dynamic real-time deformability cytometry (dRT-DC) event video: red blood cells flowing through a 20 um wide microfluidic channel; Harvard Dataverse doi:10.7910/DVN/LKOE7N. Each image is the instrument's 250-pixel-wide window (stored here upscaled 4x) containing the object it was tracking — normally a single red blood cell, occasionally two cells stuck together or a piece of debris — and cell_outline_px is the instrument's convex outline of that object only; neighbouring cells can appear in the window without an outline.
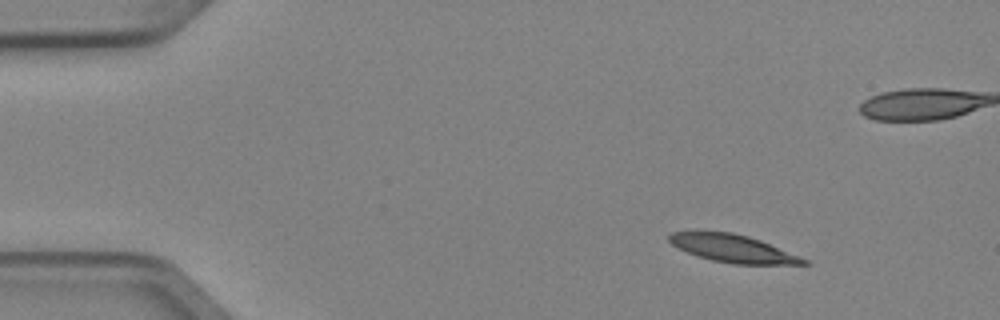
{"species": "Egyptian fruit bat (a non-hibernating species)", "species_latin": "Rousettus aegyptiacus", "temperature_condition": "cold", "stored_images_in_passage": 4, "camera_frame_rate_fps": 3000, "um_per_image_px": 0.085, "animal": {"sex": "female"}, "frame": {"image": 1, "passage_image": 1, "time_ms": 0.0, "image_size_px": [1000, 320], "cell_outline_px": [[812, 264], [732, 264], [712, 260], [696, 256], [672, 244], [668, 240], [668, 236], [672, 232], [696, 228], [732, 232], [748, 236], [760, 240], [800, 256], [808, 260]], "centroid_in_image_um": [62.21, 21.07], "position_along_channel_um": 22.8, "area_um2": 22.31}}